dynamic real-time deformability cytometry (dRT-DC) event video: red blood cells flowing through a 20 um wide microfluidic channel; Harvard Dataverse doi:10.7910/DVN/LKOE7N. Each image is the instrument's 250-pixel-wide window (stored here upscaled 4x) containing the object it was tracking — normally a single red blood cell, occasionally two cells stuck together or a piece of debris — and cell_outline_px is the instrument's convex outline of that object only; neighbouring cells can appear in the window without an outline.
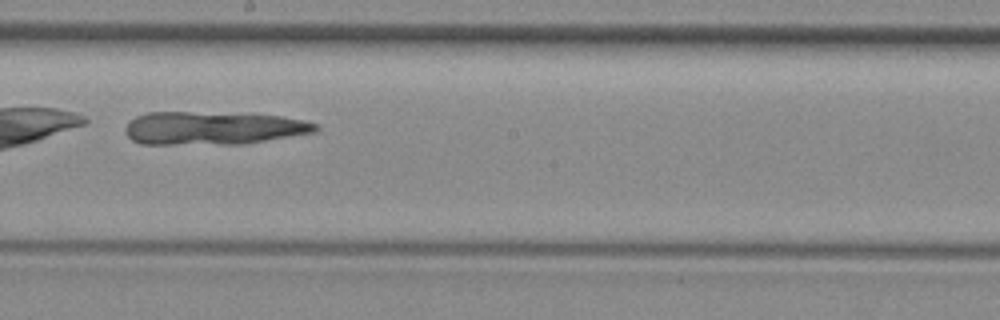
{"species": "common noctule bat (a hibernating species)", "species_latin": "Nyctalus noctula", "temperature_condition": "room temperature", "stored_images_in_passage": 31, "camera_frame_rate_fps": 3000, "um_per_image_px": 0.085, "animal": {"sex": "female", "body_mass_g": 29.2, "forearm_length_mm": 56.3}, "frame": {"image": 1, "passage_image": 13, "time_ms": 4.0, "image_size_px": [1000, 320], "cell_outline_px": [[320, 128], [316, 132], [244, 144], [140, 144], [132, 140], [124, 132], [124, 128], [136, 116], [148, 112], [188, 112], [280, 116], [304, 120], [316, 124]], "centroid_in_image_um": [18.09, 10.9], "position_along_channel_um": 230.1, "area_um2": 36.53}}